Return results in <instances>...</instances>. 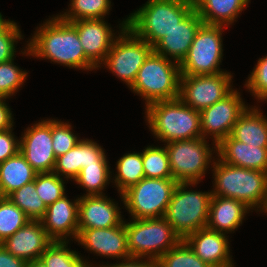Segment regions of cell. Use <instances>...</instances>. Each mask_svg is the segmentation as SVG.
Wrapping results in <instances>:
<instances>
[{
  "instance_id": "6da1fadb",
  "label": "cell",
  "mask_w": 267,
  "mask_h": 267,
  "mask_svg": "<svg viewBox=\"0 0 267 267\" xmlns=\"http://www.w3.org/2000/svg\"><path fill=\"white\" fill-rule=\"evenodd\" d=\"M48 19L39 24L19 54L47 59L51 63L71 69L85 71L97 69L86 58L77 29L70 22L63 21L58 14Z\"/></svg>"
},
{
  "instance_id": "7a4b0ae2",
  "label": "cell",
  "mask_w": 267,
  "mask_h": 267,
  "mask_svg": "<svg viewBox=\"0 0 267 267\" xmlns=\"http://www.w3.org/2000/svg\"><path fill=\"white\" fill-rule=\"evenodd\" d=\"M211 168L212 195L236 199L251 210L267 213V172L233 166L218 156Z\"/></svg>"
},
{
  "instance_id": "3957f363",
  "label": "cell",
  "mask_w": 267,
  "mask_h": 267,
  "mask_svg": "<svg viewBox=\"0 0 267 267\" xmlns=\"http://www.w3.org/2000/svg\"><path fill=\"white\" fill-rule=\"evenodd\" d=\"M145 121L155 138L164 144L202 137L200 111L179 98L158 101L145 108Z\"/></svg>"
},
{
  "instance_id": "277c9868",
  "label": "cell",
  "mask_w": 267,
  "mask_h": 267,
  "mask_svg": "<svg viewBox=\"0 0 267 267\" xmlns=\"http://www.w3.org/2000/svg\"><path fill=\"white\" fill-rule=\"evenodd\" d=\"M193 9V0H148L127 16V27L154 47Z\"/></svg>"
},
{
  "instance_id": "5b68a950",
  "label": "cell",
  "mask_w": 267,
  "mask_h": 267,
  "mask_svg": "<svg viewBox=\"0 0 267 267\" xmlns=\"http://www.w3.org/2000/svg\"><path fill=\"white\" fill-rule=\"evenodd\" d=\"M181 71L178 62L154 51L138 70L131 91L145 100V108L158 101L179 97Z\"/></svg>"
},
{
  "instance_id": "8992f818",
  "label": "cell",
  "mask_w": 267,
  "mask_h": 267,
  "mask_svg": "<svg viewBox=\"0 0 267 267\" xmlns=\"http://www.w3.org/2000/svg\"><path fill=\"white\" fill-rule=\"evenodd\" d=\"M197 184L198 182L177 183L164 215L182 240L207 225L212 193L192 190L191 187Z\"/></svg>"
},
{
  "instance_id": "52a82bcc",
  "label": "cell",
  "mask_w": 267,
  "mask_h": 267,
  "mask_svg": "<svg viewBox=\"0 0 267 267\" xmlns=\"http://www.w3.org/2000/svg\"><path fill=\"white\" fill-rule=\"evenodd\" d=\"M131 258L158 260L182 239L164 218L124 220Z\"/></svg>"
},
{
  "instance_id": "ba28073f",
  "label": "cell",
  "mask_w": 267,
  "mask_h": 267,
  "mask_svg": "<svg viewBox=\"0 0 267 267\" xmlns=\"http://www.w3.org/2000/svg\"><path fill=\"white\" fill-rule=\"evenodd\" d=\"M163 145L168 152L172 179L178 183H200L217 156V145L212 143L210 146L209 142L202 137L168 142ZM214 153L215 156H213Z\"/></svg>"
},
{
  "instance_id": "9c48e42d",
  "label": "cell",
  "mask_w": 267,
  "mask_h": 267,
  "mask_svg": "<svg viewBox=\"0 0 267 267\" xmlns=\"http://www.w3.org/2000/svg\"><path fill=\"white\" fill-rule=\"evenodd\" d=\"M118 26V37L99 68L105 66L130 88L138 70L154 50L148 42L137 37L127 27V19H123Z\"/></svg>"
},
{
  "instance_id": "30bf717a",
  "label": "cell",
  "mask_w": 267,
  "mask_h": 267,
  "mask_svg": "<svg viewBox=\"0 0 267 267\" xmlns=\"http://www.w3.org/2000/svg\"><path fill=\"white\" fill-rule=\"evenodd\" d=\"M172 178H143L122 194L121 201L131 219L164 217L172 193L177 185Z\"/></svg>"
},
{
  "instance_id": "8fae6325",
  "label": "cell",
  "mask_w": 267,
  "mask_h": 267,
  "mask_svg": "<svg viewBox=\"0 0 267 267\" xmlns=\"http://www.w3.org/2000/svg\"><path fill=\"white\" fill-rule=\"evenodd\" d=\"M225 26L203 23L189 48L187 56L179 64L181 75H206L226 72L221 70L223 60L222 33Z\"/></svg>"
},
{
  "instance_id": "7c38bea8",
  "label": "cell",
  "mask_w": 267,
  "mask_h": 267,
  "mask_svg": "<svg viewBox=\"0 0 267 267\" xmlns=\"http://www.w3.org/2000/svg\"><path fill=\"white\" fill-rule=\"evenodd\" d=\"M233 74L221 72L206 75H181L179 99L187 106L201 111L227 96L234 88Z\"/></svg>"
},
{
  "instance_id": "4fadbf2b",
  "label": "cell",
  "mask_w": 267,
  "mask_h": 267,
  "mask_svg": "<svg viewBox=\"0 0 267 267\" xmlns=\"http://www.w3.org/2000/svg\"><path fill=\"white\" fill-rule=\"evenodd\" d=\"M238 91L233 89L223 99L200 111L202 138L212 139V143L218 145L231 134L238 118L249 106Z\"/></svg>"
},
{
  "instance_id": "5bb4252c",
  "label": "cell",
  "mask_w": 267,
  "mask_h": 267,
  "mask_svg": "<svg viewBox=\"0 0 267 267\" xmlns=\"http://www.w3.org/2000/svg\"><path fill=\"white\" fill-rule=\"evenodd\" d=\"M19 151L37 173H51L56 157L52 146V119L41 120L24 129Z\"/></svg>"
},
{
  "instance_id": "9a60e30c",
  "label": "cell",
  "mask_w": 267,
  "mask_h": 267,
  "mask_svg": "<svg viewBox=\"0 0 267 267\" xmlns=\"http://www.w3.org/2000/svg\"><path fill=\"white\" fill-rule=\"evenodd\" d=\"M76 242L97 256L121 261L131 258L127 249L124 220L118 226L110 228L79 229Z\"/></svg>"
},
{
  "instance_id": "2e32d148",
  "label": "cell",
  "mask_w": 267,
  "mask_h": 267,
  "mask_svg": "<svg viewBox=\"0 0 267 267\" xmlns=\"http://www.w3.org/2000/svg\"><path fill=\"white\" fill-rule=\"evenodd\" d=\"M76 29L86 58L99 70L115 39L111 24L104 19H82L70 22Z\"/></svg>"
},
{
  "instance_id": "e0dca14e",
  "label": "cell",
  "mask_w": 267,
  "mask_h": 267,
  "mask_svg": "<svg viewBox=\"0 0 267 267\" xmlns=\"http://www.w3.org/2000/svg\"><path fill=\"white\" fill-rule=\"evenodd\" d=\"M79 197L70 200L66 195L47 206L41 219L43 227L53 241L70 242L78 237ZM70 238V239H69Z\"/></svg>"
},
{
  "instance_id": "ac0fdd59",
  "label": "cell",
  "mask_w": 267,
  "mask_h": 267,
  "mask_svg": "<svg viewBox=\"0 0 267 267\" xmlns=\"http://www.w3.org/2000/svg\"><path fill=\"white\" fill-rule=\"evenodd\" d=\"M228 238L227 234L203 228L189 234L183 240L209 266L234 267Z\"/></svg>"
},
{
  "instance_id": "d6986e66",
  "label": "cell",
  "mask_w": 267,
  "mask_h": 267,
  "mask_svg": "<svg viewBox=\"0 0 267 267\" xmlns=\"http://www.w3.org/2000/svg\"><path fill=\"white\" fill-rule=\"evenodd\" d=\"M52 242L41 220H29L0 244L15 257L30 262L39 259Z\"/></svg>"
},
{
  "instance_id": "ffe728a7",
  "label": "cell",
  "mask_w": 267,
  "mask_h": 267,
  "mask_svg": "<svg viewBox=\"0 0 267 267\" xmlns=\"http://www.w3.org/2000/svg\"><path fill=\"white\" fill-rule=\"evenodd\" d=\"M117 201L105 195L79 197L78 229L118 226L123 220Z\"/></svg>"
},
{
  "instance_id": "44dd1931",
  "label": "cell",
  "mask_w": 267,
  "mask_h": 267,
  "mask_svg": "<svg viewBox=\"0 0 267 267\" xmlns=\"http://www.w3.org/2000/svg\"><path fill=\"white\" fill-rule=\"evenodd\" d=\"M203 23L194 8L153 47L154 52L180 64L187 56L196 33Z\"/></svg>"
},
{
  "instance_id": "7402d4cb",
  "label": "cell",
  "mask_w": 267,
  "mask_h": 267,
  "mask_svg": "<svg viewBox=\"0 0 267 267\" xmlns=\"http://www.w3.org/2000/svg\"><path fill=\"white\" fill-rule=\"evenodd\" d=\"M104 150L92 139L83 138L67 153L56 158L53 173L67 181H74L81 169L87 165L109 164Z\"/></svg>"
},
{
  "instance_id": "603a6c76",
  "label": "cell",
  "mask_w": 267,
  "mask_h": 267,
  "mask_svg": "<svg viewBox=\"0 0 267 267\" xmlns=\"http://www.w3.org/2000/svg\"><path fill=\"white\" fill-rule=\"evenodd\" d=\"M253 212L236 199L212 195L206 228L219 233H234L246 214Z\"/></svg>"
},
{
  "instance_id": "cb8c5ba5",
  "label": "cell",
  "mask_w": 267,
  "mask_h": 267,
  "mask_svg": "<svg viewBox=\"0 0 267 267\" xmlns=\"http://www.w3.org/2000/svg\"><path fill=\"white\" fill-rule=\"evenodd\" d=\"M217 156L233 166L267 172V147L248 145L231 135L217 145Z\"/></svg>"
},
{
  "instance_id": "d4e9b609",
  "label": "cell",
  "mask_w": 267,
  "mask_h": 267,
  "mask_svg": "<svg viewBox=\"0 0 267 267\" xmlns=\"http://www.w3.org/2000/svg\"><path fill=\"white\" fill-rule=\"evenodd\" d=\"M194 8L205 24L228 28L248 7L250 0H193Z\"/></svg>"
},
{
  "instance_id": "484cf974",
  "label": "cell",
  "mask_w": 267,
  "mask_h": 267,
  "mask_svg": "<svg viewBox=\"0 0 267 267\" xmlns=\"http://www.w3.org/2000/svg\"><path fill=\"white\" fill-rule=\"evenodd\" d=\"M258 106H248L235 123L231 136L256 147H267V116Z\"/></svg>"
},
{
  "instance_id": "4316f807",
  "label": "cell",
  "mask_w": 267,
  "mask_h": 267,
  "mask_svg": "<svg viewBox=\"0 0 267 267\" xmlns=\"http://www.w3.org/2000/svg\"><path fill=\"white\" fill-rule=\"evenodd\" d=\"M37 172L19 151L0 163V196L7 197L26 183L34 181Z\"/></svg>"
},
{
  "instance_id": "83f0119b",
  "label": "cell",
  "mask_w": 267,
  "mask_h": 267,
  "mask_svg": "<svg viewBox=\"0 0 267 267\" xmlns=\"http://www.w3.org/2000/svg\"><path fill=\"white\" fill-rule=\"evenodd\" d=\"M117 174L113 175L112 183L117 187L119 195L145 177L142 152L124 154L116 163ZM114 181V182H113Z\"/></svg>"
},
{
  "instance_id": "f1b7e54d",
  "label": "cell",
  "mask_w": 267,
  "mask_h": 267,
  "mask_svg": "<svg viewBox=\"0 0 267 267\" xmlns=\"http://www.w3.org/2000/svg\"><path fill=\"white\" fill-rule=\"evenodd\" d=\"M70 242L53 241L39 258L46 267H99L83 259L76 250L68 247Z\"/></svg>"
},
{
  "instance_id": "f546056e",
  "label": "cell",
  "mask_w": 267,
  "mask_h": 267,
  "mask_svg": "<svg viewBox=\"0 0 267 267\" xmlns=\"http://www.w3.org/2000/svg\"><path fill=\"white\" fill-rule=\"evenodd\" d=\"M111 0H70L69 9L59 13V17L66 22L82 19H104L109 15Z\"/></svg>"
},
{
  "instance_id": "4dcf8cb0",
  "label": "cell",
  "mask_w": 267,
  "mask_h": 267,
  "mask_svg": "<svg viewBox=\"0 0 267 267\" xmlns=\"http://www.w3.org/2000/svg\"><path fill=\"white\" fill-rule=\"evenodd\" d=\"M109 164L87 165L74 179L75 183L86 190V196L106 195V186L110 184L112 172Z\"/></svg>"
},
{
  "instance_id": "1f68e13d",
  "label": "cell",
  "mask_w": 267,
  "mask_h": 267,
  "mask_svg": "<svg viewBox=\"0 0 267 267\" xmlns=\"http://www.w3.org/2000/svg\"><path fill=\"white\" fill-rule=\"evenodd\" d=\"M7 197L19 207L30 220H41L46 213L47 206L38 196L34 181L26 183Z\"/></svg>"
},
{
  "instance_id": "d6a6232c",
  "label": "cell",
  "mask_w": 267,
  "mask_h": 267,
  "mask_svg": "<svg viewBox=\"0 0 267 267\" xmlns=\"http://www.w3.org/2000/svg\"><path fill=\"white\" fill-rule=\"evenodd\" d=\"M145 178H172L166 147L149 145L142 150Z\"/></svg>"
},
{
  "instance_id": "836d02e7",
  "label": "cell",
  "mask_w": 267,
  "mask_h": 267,
  "mask_svg": "<svg viewBox=\"0 0 267 267\" xmlns=\"http://www.w3.org/2000/svg\"><path fill=\"white\" fill-rule=\"evenodd\" d=\"M29 220L8 197L0 196V243L22 228Z\"/></svg>"
},
{
  "instance_id": "e575fe53",
  "label": "cell",
  "mask_w": 267,
  "mask_h": 267,
  "mask_svg": "<svg viewBox=\"0 0 267 267\" xmlns=\"http://www.w3.org/2000/svg\"><path fill=\"white\" fill-rule=\"evenodd\" d=\"M158 267H211L181 240L157 260Z\"/></svg>"
},
{
  "instance_id": "d590c367",
  "label": "cell",
  "mask_w": 267,
  "mask_h": 267,
  "mask_svg": "<svg viewBox=\"0 0 267 267\" xmlns=\"http://www.w3.org/2000/svg\"><path fill=\"white\" fill-rule=\"evenodd\" d=\"M64 179L53 172L36 174L34 179L36 192L46 206L51 205L66 194L64 184L67 179Z\"/></svg>"
},
{
  "instance_id": "8d00e7d4",
  "label": "cell",
  "mask_w": 267,
  "mask_h": 267,
  "mask_svg": "<svg viewBox=\"0 0 267 267\" xmlns=\"http://www.w3.org/2000/svg\"><path fill=\"white\" fill-rule=\"evenodd\" d=\"M15 58L0 63V97L11 98L26 82L28 72L16 66Z\"/></svg>"
},
{
  "instance_id": "74e56055",
  "label": "cell",
  "mask_w": 267,
  "mask_h": 267,
  "mask_svg": "<svg viewBox=\"0 0 267 267\" xmlns=\"http://www.w3.org/2000/svg\"><path fill=\"white\" fill-rule=\"evenodd\" d=\"M72 130L73 126L68 121L52 119V146L56 158L67 153L80 142V137Z\"/></svg>"
},
{
  "instance_id": "f35d334b",
  "label": "cell",
  "mask_w": 267,
  "mask_h": 267,
  "mask_svg": "<svg viewBox=\"0 0 267 267\" xmlns=\"http://www.w3.org/2000/svg\"><path fill=\"white\" fill-rule=\"evenodd\" d=\"M244 85L258 103L267 102V55L257 60Z\"/></svg>"
},
{
  "instance_id": "ab89813d",
  "label": "cell",
  "mask_w": 267,
  "mask_h": 267,
  "mask_svg": "<svg viewBox=\"0 0 267 267\" xmlns=\"http://www.w3.org/2000/svg\"><path fill=\"white\" fill-rule=\"evenodd\" d=\"M23 38L24 35L21 32L20 26L12 20L0 32V63L16 58V45L20 40H23Z\"/></svg>"
},
{
  "instance_id": "60d3db41",
  "label": "cell",
  "mask_w": 267,
  "mask_h": 267,
  "mask_svg": "<svg viewBox=\"0 0 267 267\" xmlns=\"http://www.w3.org/2000/svg\"><path fill=\"white\" fill-rule=\"evenodd\" d=\"M14 128L0 131V163L19 152L20 139L15 137Z\"/></svg>"
},
{
  "instance_id": "b9f144b4",
  "label": "cell",
  "mask_w": 267,
  "mask_h": 267,
  "mask_svg": "<svg viewBox=\"0 0 267 267\" xmlns=\"http://www.w3.org/2000/svg\"><path fill=\"white\" fill-rule=\"evenodd\" d=\"M119 262V263H117ZM115 264H102L99 267H158L156 260L143 258H128L122 260V262L117 261Z\"/></svg>"
},
{
  "instance_id": "7bdbcfd3",
  "label": "cell",
  "mask_w": 267,
  "mask_h": 267,
  "mask_svg": "<svg viewBox=\"0 0 267 267\" xmlns=\"http://www.w3.org/2000/svg\"><path fill=\"white\" fill-rule=\"evenodd\" d=\"M8 98L0 97V131H4L14 126V118L11 108L6 103Z\"/></svg>"
},
{
  "instance_id": "ee69618b",
  "label": "cell",
  "mask_w": 267,
  "mask_h": 267,
  "mask_svg": "<svg viewBox=\"0 0 267 267\" xmlns=\"http://www.w3.org/2000/svg\"><path fill=\"white\" fill-rule=\"evenodd\" d=\"M26 261L15 257L0 244V267H25Z\"/></svg>"
},
{
  "instance_id": "f6af8a7d",
  "label": "cell",
  "mask_w": 267,
  "mask_h": 267,
  "mask_svg": "<svg viewBox=\"0 0 267 267\" xmlns=\"http://www.w3.org/2000/svg\"><path fill=\"white\" fill-rule=\"evenodd\" d=\"M25 267H46V266L40 259H37V260L27 262Z\"/></svg>"
},
{
  "instance_id": "bcb514c9",
  "label": "cell",
  "mask_w": 267,
  "mask_h": 267,
  "mask_svg": "<svg viewBox=\"0 0 267 267\" xmlns=\"http://www.w3.org/2000/svg\"><path fill=\"white\" fill-rule=\"evenodd\" d=\"M11 22L10 19H4V16L0 12V32Z\"/></svg>"
}]
</instances>
